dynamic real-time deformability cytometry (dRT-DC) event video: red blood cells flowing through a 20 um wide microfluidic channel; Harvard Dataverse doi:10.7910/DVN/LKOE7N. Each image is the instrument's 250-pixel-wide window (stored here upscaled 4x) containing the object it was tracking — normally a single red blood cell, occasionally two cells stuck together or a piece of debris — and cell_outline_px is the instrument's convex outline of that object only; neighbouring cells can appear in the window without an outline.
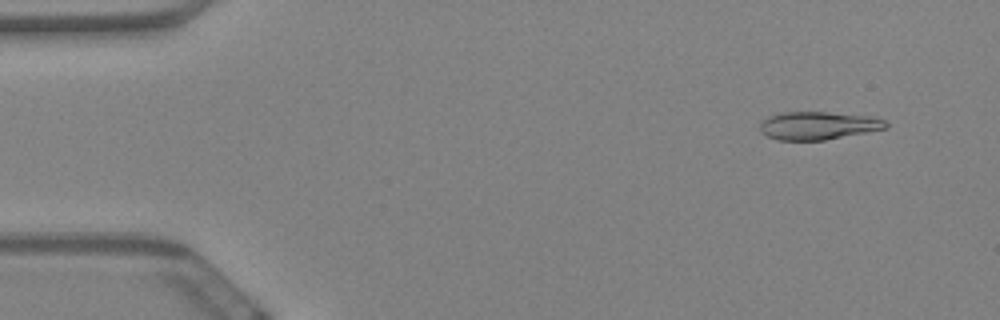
{"species": "Egyptian fruit bat (a non-hibernating species)", "species_latin": "Rousettus aegyptiacus", "temperature_condition": "warm", "stored_images_in_passage": 10, "camera_frame_rate_fps": 3000, "um_per_image_px": 0.085, "animal": {"sex": "female"}, "frame": {"image": 1, "passage_image": 1, "time_ms": 0.0, "image_size_px": [1000, 320], "cell_outline_px": [[888, 128], [824, 140], [776, 140], [760, 132], [760, 124], [768, 116], [784, 112], [828, 112], [868, 116], [884, 120], [888, 124]], "centroid_in_image_um": [69.52, 10.68], "position_along_channel_um": 15.5, "area_um2": 20.4}}